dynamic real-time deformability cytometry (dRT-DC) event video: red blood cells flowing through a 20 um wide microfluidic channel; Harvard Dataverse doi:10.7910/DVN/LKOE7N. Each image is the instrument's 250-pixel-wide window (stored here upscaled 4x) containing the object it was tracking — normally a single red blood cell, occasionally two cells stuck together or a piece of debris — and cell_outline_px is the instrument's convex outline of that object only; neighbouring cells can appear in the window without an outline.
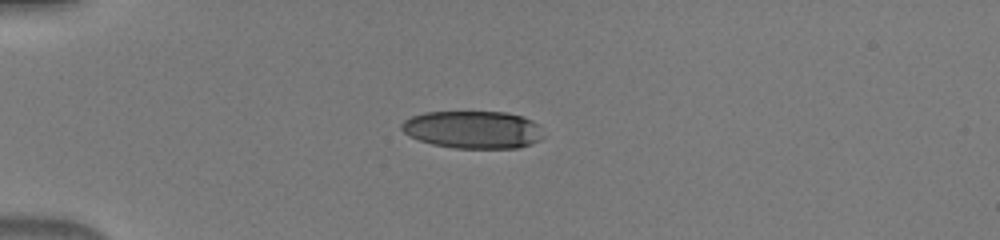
{"species": "human", "species_latin": "Homo sapiens", "temperature_condition": "warm", "stored_images_in_passage": 37, "camera_frame_rate_fps": 3000, "um_per_image_px": 0.085, "donor": {"sex": "male"}, "frame": {"image": 1, "passage_image": 1, "time_ms": 0.0, "image_size_px": [1000, 240], "cell_outline_px": [[544, 136], [540, 140], [532, 144], [520, 148], [452, 148], [432, 144], [408, 136], [400, 128], [400, 124], [404, 120], [412, 116], [424, 112], [508, 112], [524, 116], [540, 124]], "centroid_in_image_um": [40.24, 11.02], "position_along_channel_um": 44.8, "area_um2": 31.56}}
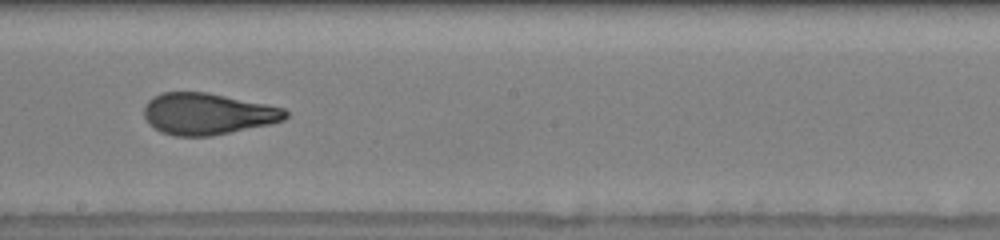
{"frame": {"image": 2, "passage_image": 17, "time_ms": 5.333, "image_size_px": [1000, 240], "cell_outline_px": [[288, 116], [284, 120], [268, 124], [212, 136], [176, 136], [160, 132], [148, 124], [144, 116], [144, 108], [148, 100], [152, 96], [164, 92], [208, 92], [284, 108], [288, 112]], "centroid_in_image_um": [17.6, 9.68], "position_along_channel_um": 230.6, "area_um2": 34.22}}
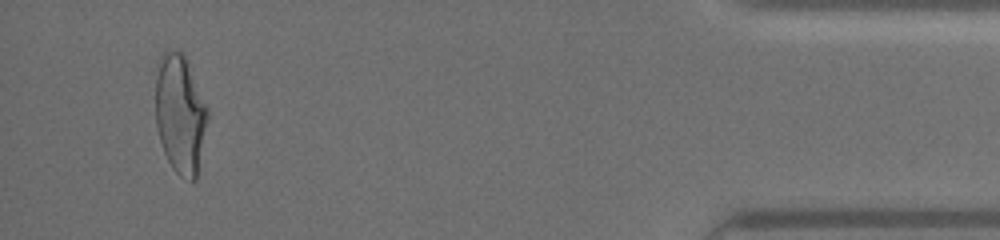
{"frame": {"image": 3, "passage_image": 35, "time_ms": 11.333, "image_size_px": [1000, 240], "cell_outline_px": [[208, 116], [196, 180], [192, 180], [180, 176], [172, 168], [164, 152], [160, 140], [156, 124], [156, 76], [160, 56], [164, 52], [184, 52], [208, 108]], "centroid_in_image_um": [15.32, 9.69], "position_along_channel_um": 419.9, "area_um2": 35.84}}